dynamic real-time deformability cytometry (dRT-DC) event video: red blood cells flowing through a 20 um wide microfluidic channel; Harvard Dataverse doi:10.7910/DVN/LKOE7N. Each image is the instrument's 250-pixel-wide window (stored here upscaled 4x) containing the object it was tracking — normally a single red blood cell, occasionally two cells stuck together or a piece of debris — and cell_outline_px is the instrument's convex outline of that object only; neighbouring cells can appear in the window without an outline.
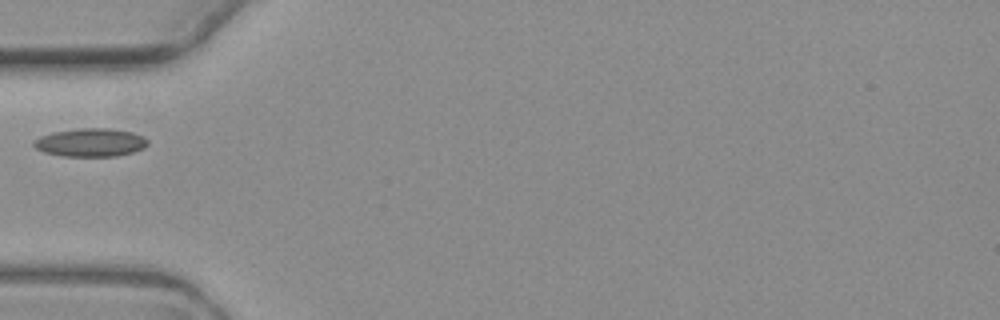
{"species": "common noctule bat (a hibernating species)", "species_latin": "Nyctalus noctula", "temperature_condition": "warm", "stored_images_in_passage": 3, "camera_frame_rate_fps": 3000, "um_per_image_px": 0.085, "animal": {"sex": "female", "body_mass_g": 19.3, "forearm_length_mm": 54.1}, "frame": {"image": 1, "passage_image": 2, "time_ms": 2.333, "image_size_px": [1000, 320], "cell_outline_px": [[148, 144], [144, 148], [132, 152], [116, 156], [64, 156], [44, 152], [36, 148], [32, 144], [40, 136], [52, 132], [80, 128], [108, 128], [132, 132], [144, 136], [148, 140]], "centroid_in_image_um": [7.72, 12.1], "position_along_channel_um": 77.3, "area_um2": 18.73}}
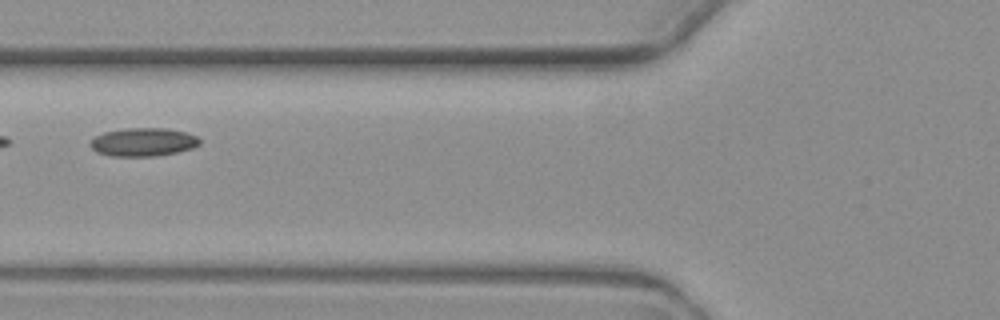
{"frame": {"image": 2, "passage_image": 3, "time_ms": 3.333, "image_size_px": [1000, 320], "cell_outline_px": [[200, 144], [192, 148], [176, 152], [156, 156], [112, 156], [96, 152], [88, 144], [96, 136], [104, 132], [128, 128], [164, 128], [184, 132], [196, 136], [200, 140]], "centroid_in_image_um": [12.15, 12.08], "position_along_channel_um": 113.6, "area_um2": 17.92}}